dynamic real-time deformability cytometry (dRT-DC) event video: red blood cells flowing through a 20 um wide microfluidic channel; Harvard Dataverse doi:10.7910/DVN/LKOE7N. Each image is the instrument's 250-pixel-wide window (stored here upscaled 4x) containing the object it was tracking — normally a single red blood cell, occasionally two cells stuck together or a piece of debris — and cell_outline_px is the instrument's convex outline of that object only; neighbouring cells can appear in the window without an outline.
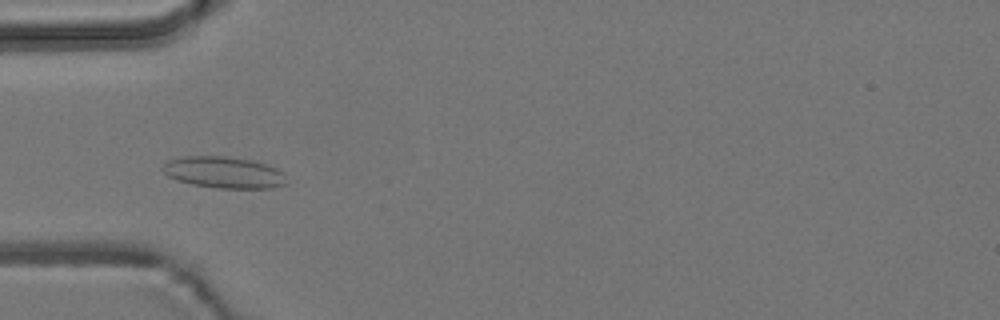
{"species": "common noctule bat (a hibernating species)", "species_latin": "Nyctalus noctula", "temperature_condition": "room temperature", "stored_images_in_passage": 6, "camera_frame_rate_fps": 3000, "um_per_image_px": 0.085, "animal": {"sex": "male", "body_mass_g": 19.2, "forearm_length_mm": 51.8}, "frame": {"image": 1, "passage_image": 4, "time_ms": 3.333, "image_size_px": [1000, 320], "cell_outline_px": [[284, 184], [272, 188], [216, 188], [192, 184], [176, 180], [168, 176], [160, 168], [168, 160], [184, 156], [224, 156], [252, 160], [276, 168], [284, 172]], "centroid_in_image_um": [18.98, 14.65], "position_along_channel_um": 66.0, "area_um2": 22.66}}
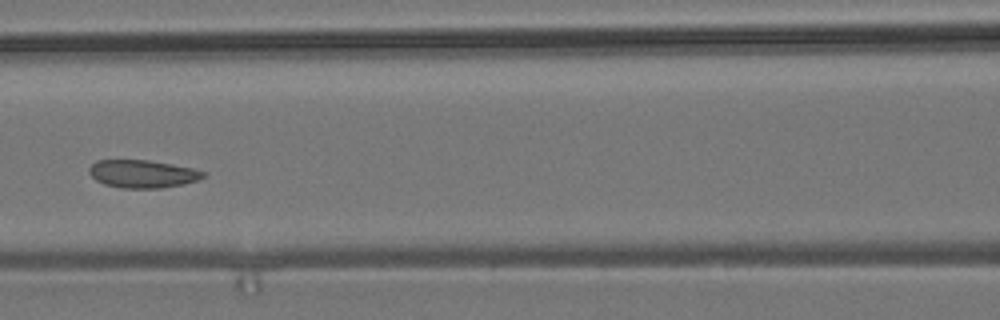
{"frame": {"image": 2, "passage_image": 6, "time_ms": 5.667, "image_size_px": [1000, 320], "cell_outline_px": [[208, 172], [204, 176], [196, 180], [184, 184], [160, 188], [120, 188], [104, 184], [96, 180], [88, 172], [88, 168], [96, 160], [148, 160], [172, 164], [192, 168]], "centroid_in_image_um": [12.1, 14.77], "position_along_channel_um": 154.5, "area_um2": 18.55}}